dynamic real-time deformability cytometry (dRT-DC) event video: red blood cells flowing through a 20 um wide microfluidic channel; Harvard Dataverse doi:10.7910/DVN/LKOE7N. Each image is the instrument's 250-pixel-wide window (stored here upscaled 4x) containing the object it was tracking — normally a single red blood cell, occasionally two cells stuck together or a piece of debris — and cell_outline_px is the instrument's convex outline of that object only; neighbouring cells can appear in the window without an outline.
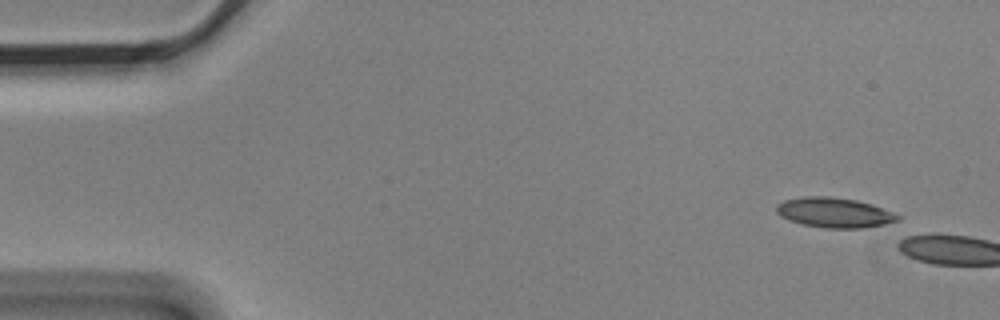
{"species": "Egyptian fruit bat (a non-hibernating species)", "species_latin": "Rousettus aegyptiacus", "temperature_condition": "cold", "stored_images_in_passage": 3, "camera_frame_rate_fps": 3000, "um_per_image_px": 0.085, "animal": {"sex": "male"}, "frame": {"image": 1, "passage_image": 1, "time_ms": 0.0, "image_size_px": [1000, 320], "cell_outline_px": [[900, 220], [884, 224], [864, 228], [824, 228], [800, 224], [788, 220], [780, 216], [776, 212], [776, 204], [784, 200], [804, 196], [824, 196], [856, 200], [872, 204], [892, 212], [900, 216]], "centroid_in_image_um": [70.88, 18.07], "position_along_channel_um": 14.1, "area_um2": 21.27}}